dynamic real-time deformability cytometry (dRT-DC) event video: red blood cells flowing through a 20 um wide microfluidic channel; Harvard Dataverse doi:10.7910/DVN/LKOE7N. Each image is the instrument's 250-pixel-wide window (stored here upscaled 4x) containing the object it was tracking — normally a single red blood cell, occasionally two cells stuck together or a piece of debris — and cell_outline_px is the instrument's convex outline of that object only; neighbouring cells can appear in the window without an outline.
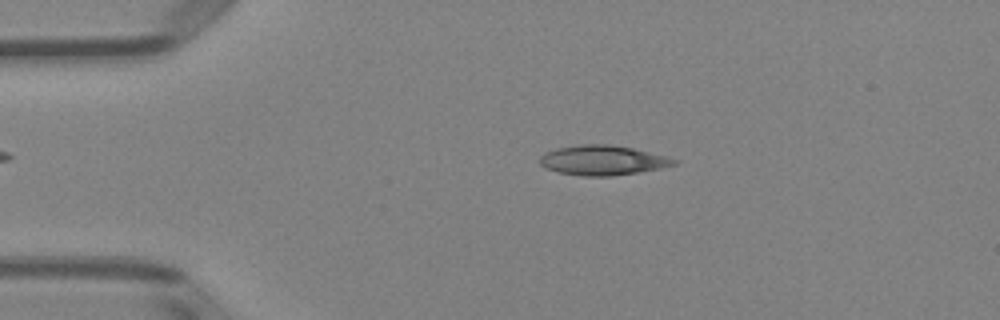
{"species": "Egyptian fruit bat (a non-hibernating species)", "species_latin": "Rousettus aegyptiacus", "temperature_condition": "room temperature", "stored_images_in_passage": 50, "camera_frame_rate_fps": 3000, "um_per_image_px": 0.085, "animal": {"sex": "female"}, "frame": {"image": 1, "passage_image": 10, "time_ms": 3.0, "image_size_px": [1000, 320], "cell_outline_px": [[680, 160], [676, 164], [660, 168], [612, 176], [584, 176], [560, 172], [544, 168], [540, 164], [540, 156], [544, 152], [556, 148], [580, 144], [608, 144], [632, 148]], "centroid_in_image_um": [51.18, 13.62], "position_along_channel_um": 33.8, "area_um2": 23.12}}
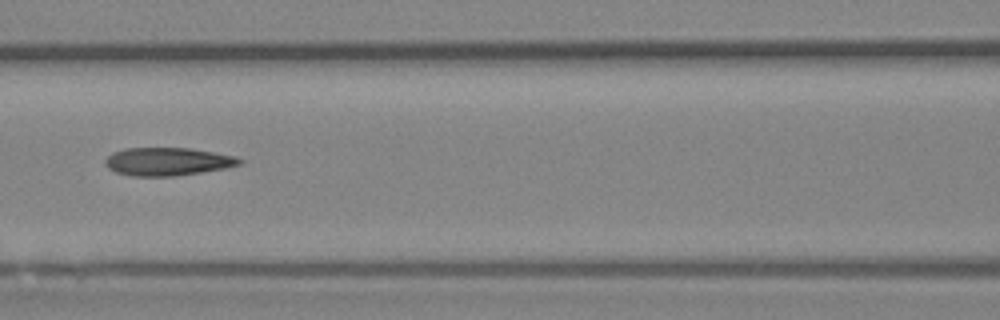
{"frame": {"image": 2, "passage_image": 22, "time_ms": 7.0, "image_size_px": [1000, 320], "cell_outline_px": [[244, 164], [228, 168], [176, 176], [132, 176], [116, 172], [108, 168], [104, 164], [104, 160], [112, 152], [124, 148], [192, 148], [236, 156], [244, 160]], "centroid_in_image_um": [14.29, 13.73], "position_along_channel_um": 152.3, "area_um2": 22.31}}
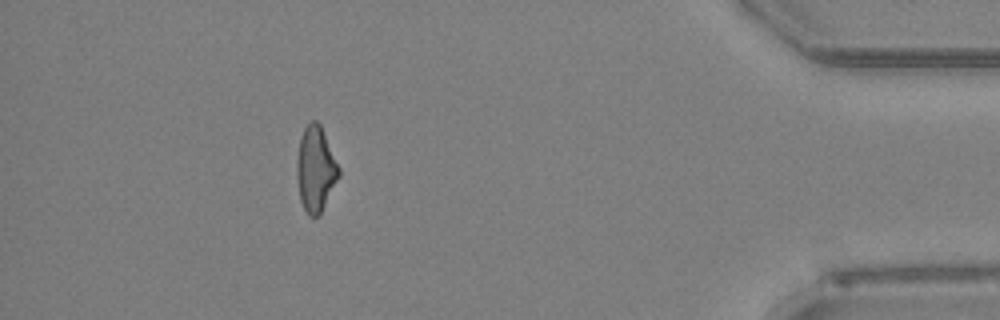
{"frame": {"image": 3, "passage_image": 45, "time_ms": 14.667, "image_size_px": [1000, 320], "cell_outline_px": [[340, 176], [320, 212], [316, 216], [308, 216], [300, 200], [296, 176], [296, 160], [300, 136], [304, 128], [312, 120], [316, 120], [320, 124], [340, 168]], "centroid_in_image_um": [26.81, 14.34], "position_along_channel_um": 408.4, "area_um2": 20.81}, "authors_computed_cell_mechanics": {"area_um2": 21.9929, "velocity_mm_per_s": 4.029, "shape_relaxation_time_tau1_ms": null, "shape_relaxation_time_tau2_ms": 2.2232, "deformation_change_tau1": null, "deformation_change_tau2": 0.121}}